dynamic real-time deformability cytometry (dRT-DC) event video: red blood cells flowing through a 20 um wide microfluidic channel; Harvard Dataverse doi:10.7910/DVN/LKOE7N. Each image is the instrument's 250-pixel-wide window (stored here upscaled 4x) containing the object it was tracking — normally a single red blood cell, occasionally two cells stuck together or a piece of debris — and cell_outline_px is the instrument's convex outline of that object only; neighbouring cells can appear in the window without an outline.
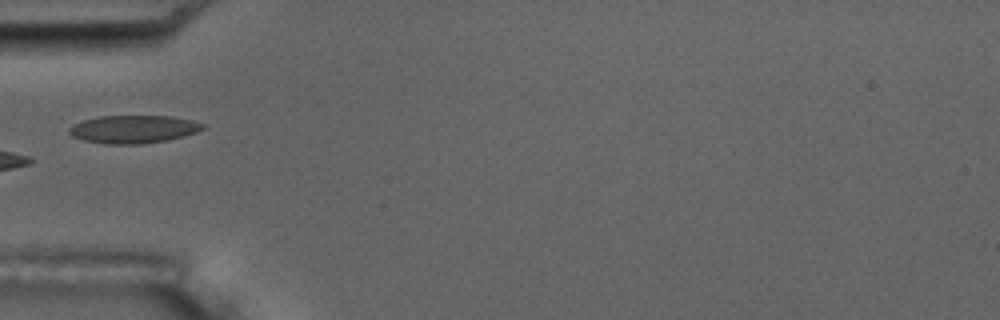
{"species": "common noctule bat (a hibernating species)", "species_latin": "Nyctalus noctula", "temperature_condition": "room temperature", "stored_images_in_passage": 6, "camera_frame_rate_fps": 3000, "um_per_image_px": 0.085, "animal": {"sex": "male", "body_mass_g": 17.5, "forearm_length_mm": 52.3}, "frame": {"image": 1, "passage_image": 6, "time_ms": 5.667, "image_size_px": [1000, 320], "cell_outline_px": [[204, 128], [196, 132], [184, 136], [168, 140], [140, 144], [104, 144], [84, 140], [72, 136], [68, 132], [68, 128], [72, 124], [84, 120], [100, 116], [172, 116], [192, 120], [204, 124]], "centroid_in_image_um": [11.32, 10.98], "position_along_channel_um": 73.7, "area_um2": 21.79}}